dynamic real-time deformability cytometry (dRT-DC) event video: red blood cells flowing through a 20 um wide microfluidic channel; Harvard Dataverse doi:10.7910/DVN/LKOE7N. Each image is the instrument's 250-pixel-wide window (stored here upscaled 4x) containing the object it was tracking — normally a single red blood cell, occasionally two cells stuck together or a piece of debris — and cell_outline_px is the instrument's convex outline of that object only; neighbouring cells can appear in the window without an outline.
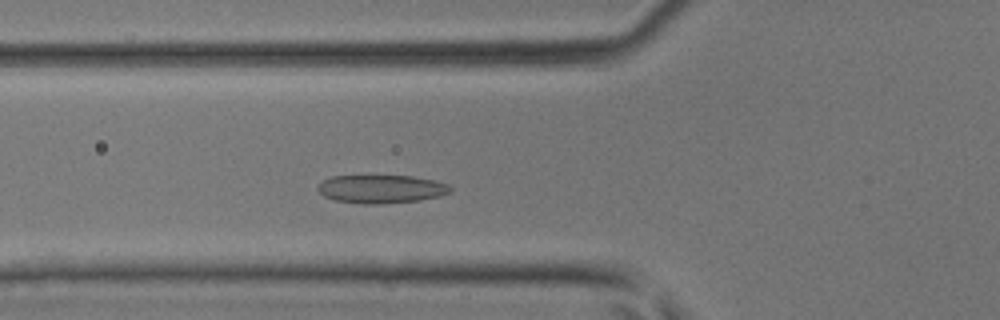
{"species": "common noctule bat (a hibernating species)", "species_latin": "Nyctalus noctula", "temperature_condition": "room temperature", "stored_images_in_passage": 41, "camera_frame_rate_fps": 3000, "um_per_image_px": 0.085, "animal": {"sex": "male", "body_mass_g": 17.9, "forearm_length_mm": 54.2}, "frame": {"image": 1, "passage_image": 12, "time_ms": 3.667, "image_size_px": [1000, 320], "cell_outline_px": [[452, 192], [440, 196], [420, 200], [380, 204], [364, 204], [336, 200], [324, 196], [316, 188], [324, 180], [332, 176], [412, 176], [432, 180], [448, 184], [452, 188]], "centroid_in_image_um": [32.43, 16.07], "position_along_channel_um": 93.4, "area_um2": 21.73}}
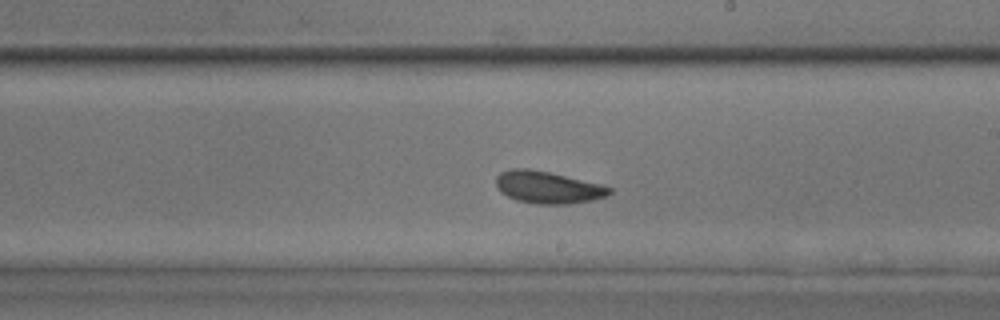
{"frame": {"image": 2, "passage_image": 22, "time_ms": 7.0, "image_size_px": [1000, 320], "cell_outline_px": [[612, 192], [604, 196], [592, 200], [568, 204], [536, 204], [516, 200], [500, 192], [496, 188], [496, 176], [500, 172], [508, 168], [528, 168], [548, 172], [600, 184], [612, 188]], "centroid_in_image_um": [46.5, 15.92], "position_along_channel_um": 242.5, "area_um2": 21.21}}
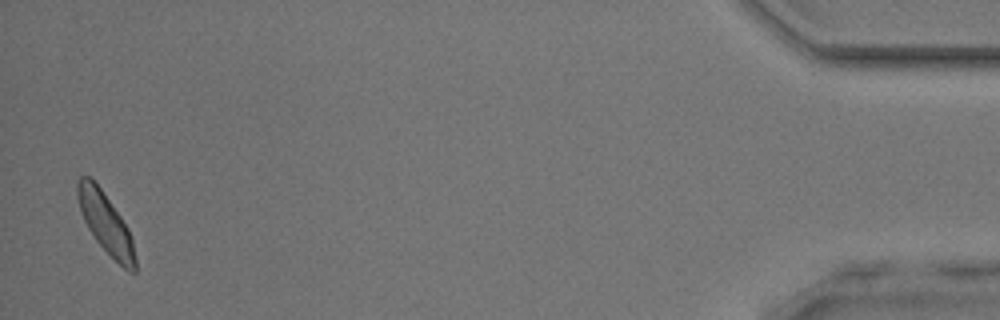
{"frame": {"image": 3, "passage_image": 40, "time_ms": 13.0, "image_size_px": [1000, 320], "cell_outline_px": [[136, 272], [128, 272], [96, 240], [88, 228], [80, 212], [76, 196], [76, 180], [80, 176], [88, 176], [100, 188], [120, 216], [128, 228], [132, 240], [136, 260]], "centroid_in_image_um": [8.95, 18.95], "position_along_channel_um": 426.2, "area_um2": 19.94}}